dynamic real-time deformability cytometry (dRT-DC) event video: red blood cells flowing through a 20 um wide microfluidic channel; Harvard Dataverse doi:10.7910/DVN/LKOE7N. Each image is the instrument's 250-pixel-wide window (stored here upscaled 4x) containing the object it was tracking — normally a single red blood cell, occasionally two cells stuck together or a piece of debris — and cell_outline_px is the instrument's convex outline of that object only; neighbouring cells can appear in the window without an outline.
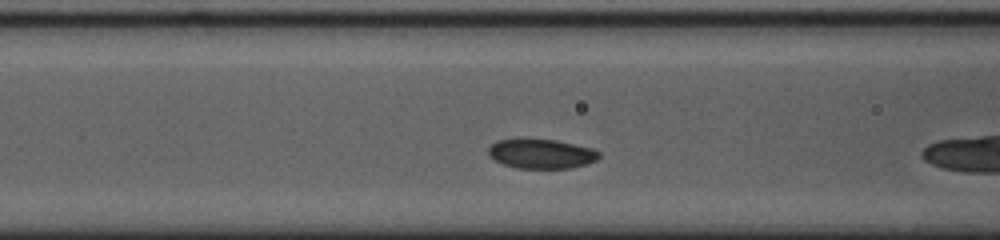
{"species": "common noctule bat (a hibernating species)", "species_latin": "Nyctalus noctula", "temperature_condition": "cold", "stored_images_in_passage": 6, "camera_frame_rate_fps": 3000, "um_per_image_px": 0.085, "animal": {"sex": "female", "body_mass_g": 23.0, "forearm_length_mm": 53.4}, "frame": {"image": 1, "passage_image": 5, "time_ms": 1.333, "image_size_px": [1000, 240], "cell_outline_px": [[600, 156], [596, 160], [572, 168], [516, 168], [504, 164], [488, 156], [488, 148], [492, 144], [500, 140], [556, 140], [592, 148], [600, 152]], "centroid_in_image_um": [46.03, 13.08], "position_along_channel_um": 120.6, "area_um2": 18.67}}